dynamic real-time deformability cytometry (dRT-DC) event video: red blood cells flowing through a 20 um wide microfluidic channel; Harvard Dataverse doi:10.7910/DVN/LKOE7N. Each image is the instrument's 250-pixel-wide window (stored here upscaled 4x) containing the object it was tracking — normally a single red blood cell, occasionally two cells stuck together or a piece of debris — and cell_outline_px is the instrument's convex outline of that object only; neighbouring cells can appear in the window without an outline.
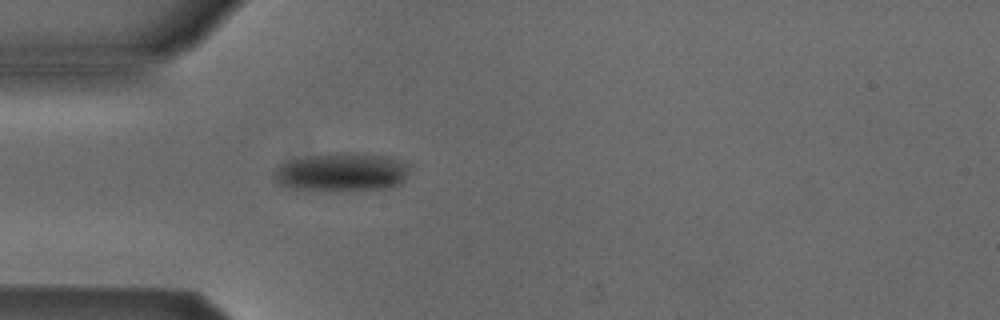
{"species": "Egyptian fruit bat (a non-hibernating species)", "species_latin": "Rousettus aegyptiacus", "temperature_condition": "cold", "stored_images_in_passage": 1, "camera_frame_rate_fps": 3000, "um_per_image_px": 0.085, "animal": {"sex": "male"}, "frame": {"image": 1, "passage_image": 1, "time_ms": 0.0, "image_size_px": [1000, 320], "cell_outline_px": [[408, 172], [404, 180], [400, 184], [392, 188], [336, 192], [308, 192], [276, 184], [272, 180], [272, 172], [280, 164], [292, 160], [336, 152], [344, 152], [384, 156], [400, 160], [408, 164]], "centroid_in_image_um": [28.98, 14.69], "position_along_channel_um": 56.0, "area_um2": 31.27}}